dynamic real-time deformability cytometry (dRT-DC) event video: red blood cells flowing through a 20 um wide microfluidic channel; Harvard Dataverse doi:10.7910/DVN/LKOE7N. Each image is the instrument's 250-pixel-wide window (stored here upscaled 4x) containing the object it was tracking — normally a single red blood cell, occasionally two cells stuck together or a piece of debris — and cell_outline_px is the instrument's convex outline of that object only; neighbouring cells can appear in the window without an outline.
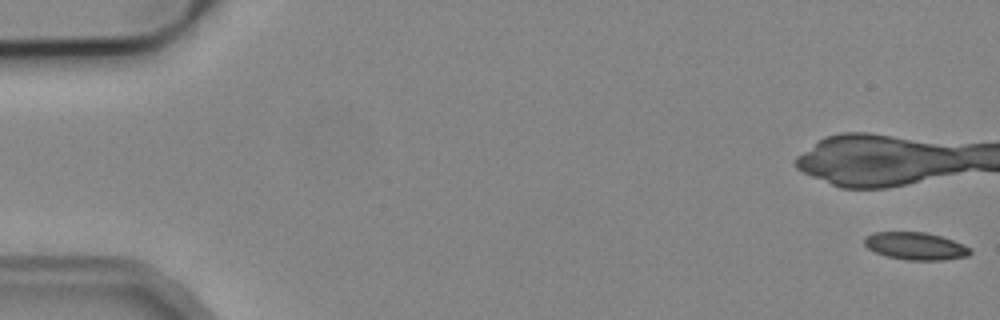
{"species": "common noctule bat (a hibernating species)", "species_latin": "Nyctalus noctula", "temperature_condition": "cold", "stored_images_in_passage": 10, "camera_frame_rate_fps": 3000, "um_per_image_px": 0.085, "animal": {"sex": "male", "body_mass_g": 19.2, "forearm_length_mm": 51.8}, "frame": {"image": 1, "passage_image": 1, "time_ms": 0.0, "image_size_px": [1000, 320], "cell_outline_px": [[972, 252], [968, 256], [944, 260], [908, 260], [888, 256], [876, 252], [868, 248], [864, 244], [864, 240], [872, 232], [924, 232], [940, 236], [952, 240], [972, 248]], "centroid_in_image_um": [77.85, 20.92], "position_along_channel_um": 7.1, "area_um2": 16.82}}
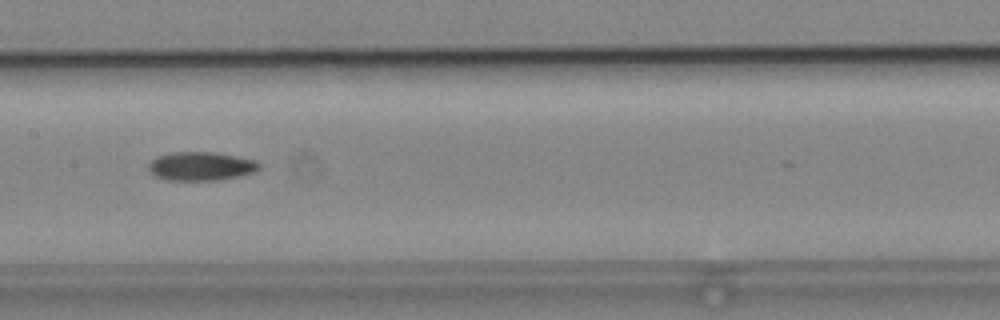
{"frame": {"image": 2, "passage_image": 9, "time_ms": 10.0, "image_size_px": [1000, 320], "cell_outline_px": [[260, 168], [256, 172], [240, 176], [220, 180], [164, 180], [152, 176], [148, 172], [148, 164], [156, 156], [172, 152], [216, 152], [256, 160], [260, 164]], "centroid_in_image_um": [17.05, 14.13], "position_along_channel_um": 190.3, "area_um2": 18.9}}
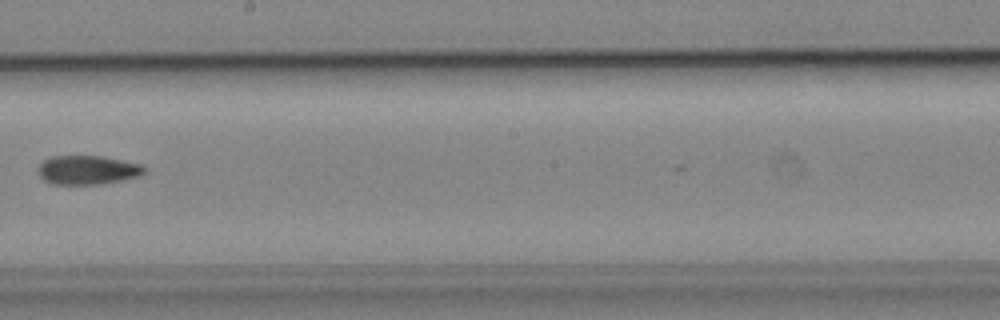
{"frame": {"image": 3, "passage_image": 10, "time_ms": 11.333, "image_size_px": [1000, 320], "cell_outline_px": [[144, 172], [140, 176], [100, 184], [52, 184], [44, 180], [36, 172], [36, 168], [44, 160], [52, 156], [104, 156], [140, 164], [144, 168]], "centroid_in_image_um": [7.39, 14.44], "position_along_channel_um": 240.8, "area_um2": 17.92}}